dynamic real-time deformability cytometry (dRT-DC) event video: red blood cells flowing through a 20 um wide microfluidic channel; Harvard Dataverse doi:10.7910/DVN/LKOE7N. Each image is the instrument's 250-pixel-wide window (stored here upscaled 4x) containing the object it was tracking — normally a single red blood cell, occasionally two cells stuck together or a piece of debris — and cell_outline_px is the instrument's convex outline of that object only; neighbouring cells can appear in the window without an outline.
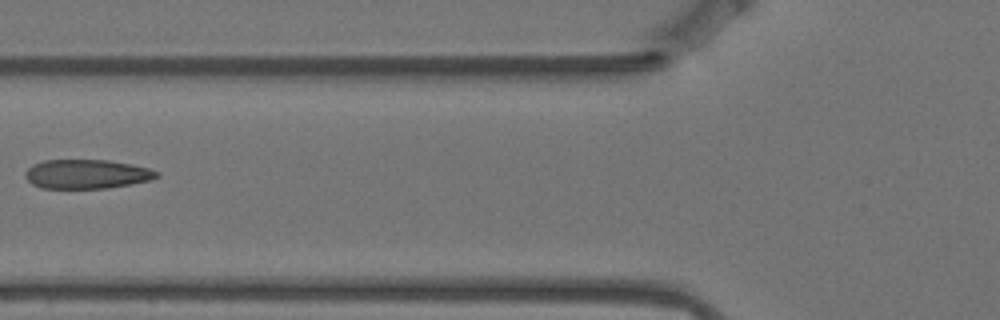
{"species": "Egyptian fruit bat (a non-hibernating species)", "species_latin": "Rousettus aegyptiacus", "temperature_condition": "warm", "stored_images_in_passage": 4, "camera_frame_rate_fps": 3000, "um_per_image_px": 0.085, "animal": {"sex": "female"}, "frame": {"image": 1, "passage_image": 2, "time_ms": 0.333, "image_size_px": [1000, 320], "cell_outline_px": [[160, 176], [152, 180], [108, 188], [40, 188], [32, 184], [24, 176], [24, 172], [32, 164], [44, 160], [108, 160], [132, 164], [148, 168], [160, 172]], "centroid_in_image_um": [7.38, 14.79], "position_along_channel_um": 118.4, "area_um2": 22.54}}
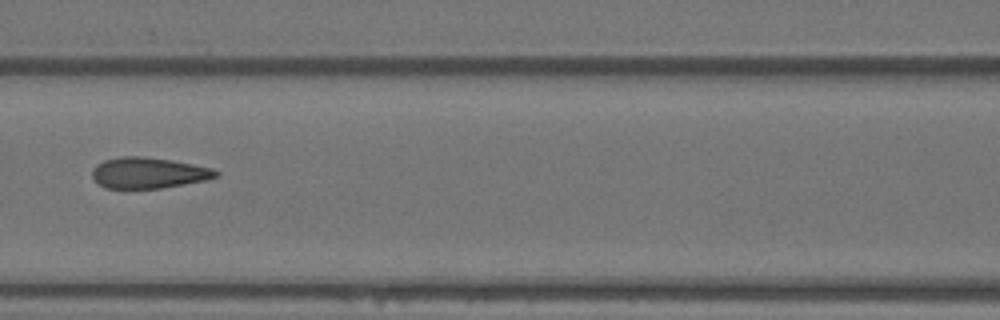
{"frame": {"image": 2, "passage_image": 3, "time_ms": 0.667, "image_size_px": [1000, 320], "cell_outline_px": [[220, 176], [204, 180], [160, 188], [104, 188], [96, 184], [92, 176], [92, 168], [96, 164], [104, 160], [120, 156], [144, 156], [172, 160], [212, 168], [220, 172]], "centroid_in_image_um": [12.58, 14.69], "position_along_channel_um": 154.0, "area_um2": 22.43}}
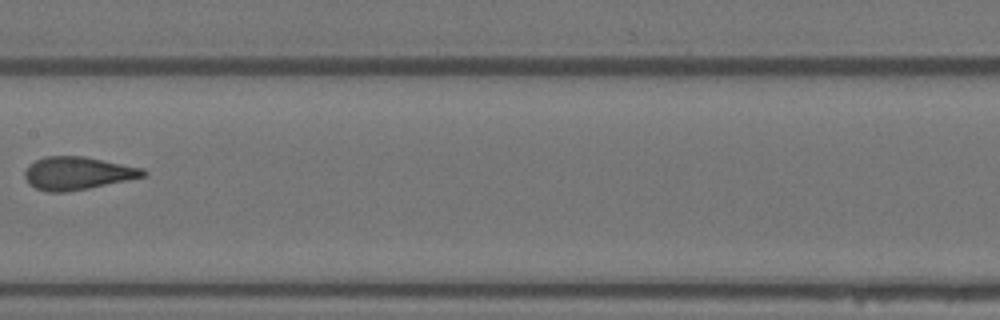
{"frame": {"image": 3, "passage_image": 4, "time_ms": 1.0, "image_size_px": [1000, 320], "cell_outline_px": [[148, 172], [144, 176], [128, 180], [88, 188], [64, 192], [48, 192], [36, 188], [28, 184], [24, 176], [24, 172], [28, 164], [44, 156], [84, 156], [144, 168]], "centroid_in_image_um": [6.57, 14.72], "position_along_channel_um": 200.8, "area_um2": 22.77}}